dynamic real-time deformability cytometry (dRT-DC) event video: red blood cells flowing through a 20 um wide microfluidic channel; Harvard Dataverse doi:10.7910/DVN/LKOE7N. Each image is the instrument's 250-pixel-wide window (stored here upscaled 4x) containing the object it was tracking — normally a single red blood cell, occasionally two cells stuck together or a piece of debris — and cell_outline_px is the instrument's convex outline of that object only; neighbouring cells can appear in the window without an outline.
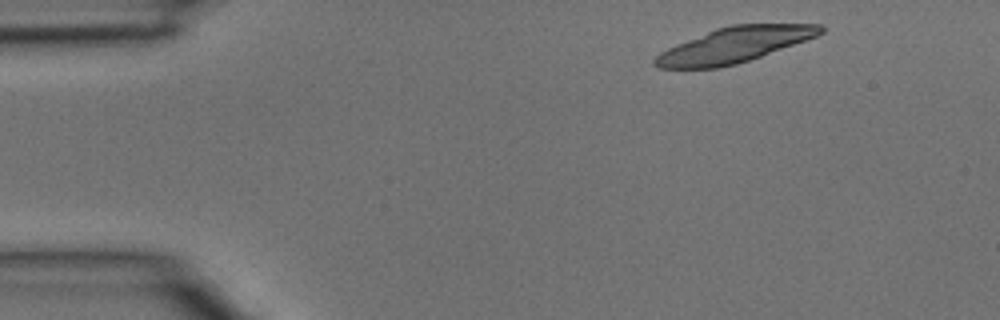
{"species": "common noctule bat (a hibernating species)", "species_latin": "Nyctalus noctula", "temperature_condition": "room temperature", "stored_images_in_passage": 2, "segment_of_instrument_passage": [2, 2], "camera_frame_rate_fps": 3000, "um_per_image_px": 0.085, "animal": {"sex": "male", "body_mass_g": 15.6}, "frame": {"image": 1, "passage_image": 2, "time_ms": 0.333, "image_size_px": [1000, 320], "cell_outline_px": [[824, 32], [816, 36], [760, 56], [736, 64], [720, 68], [656, 68], [652, 64], [652, 60], [660, 52], [676, 44], [716, 28], [732, 24], [820, 24], [824, 28]], "centroid_in_image_um": [62.36, 3.82], "position_along_channel_um": 22.6, "area_um2": 33.76}}